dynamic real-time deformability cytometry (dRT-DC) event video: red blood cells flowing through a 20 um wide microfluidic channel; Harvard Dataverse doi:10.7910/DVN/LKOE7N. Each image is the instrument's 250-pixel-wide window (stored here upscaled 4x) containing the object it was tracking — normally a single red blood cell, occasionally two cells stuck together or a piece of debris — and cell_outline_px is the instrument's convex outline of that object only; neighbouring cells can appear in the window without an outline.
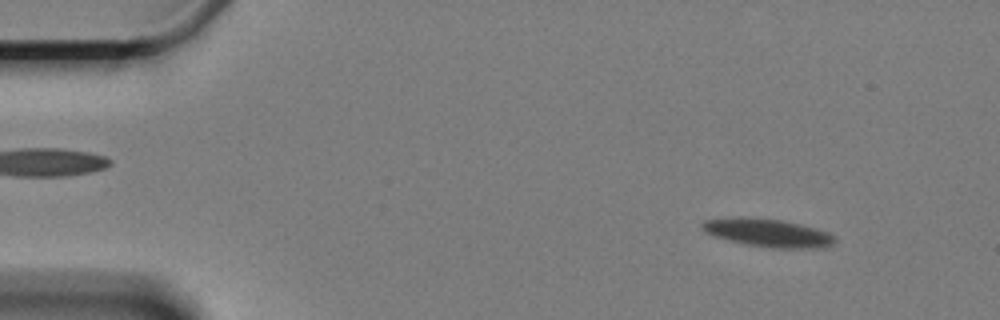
{"species": "Egyptian fruit bat (a non-hibernating species)", "species_latin": "Rousettus aegyptiacus", "temperature_condition": "cold", "stored_images_in_passage": 60, "camera_frame_rate_fps": 3000, "um_per_image_px": 0.085, "animal": {"sex": "female"}, "frame": {"image": 1, "passage_image": 5, "time_ms": 1.333, "image_size_px": [1000, 320], "cell_outline_px": [[836, 240], [832, 244], [824, 248], [772, 248], [744, 244], [712, 236], [704, 232], [700, 228], [700, 224], [704, 220], [740, 216], [744, 216], [780, 220], [800, 224], [828, 232], [836, 236]], "centroid_in_image_um": [65.22, 19.79], "position_along_channel_um": 19.8, "area_um2": 22.02}}
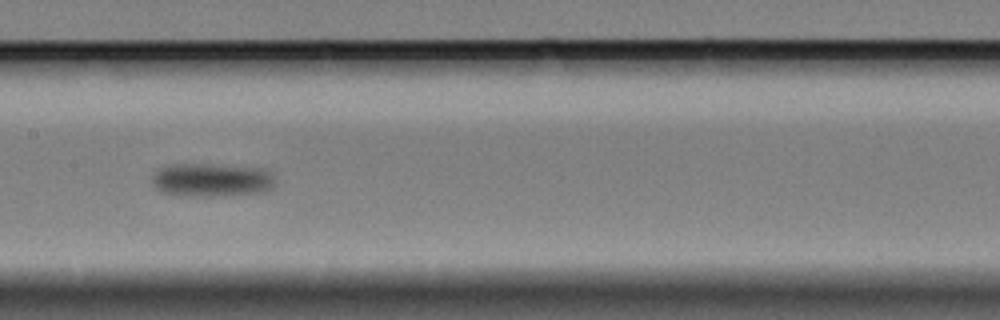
{"frame": {"image": 2, "passage_image": 29, "time_ms": 9.333, "image_size_px": [1000, 320], "cell_outline_px": [[276, 184], [272, 188], [264, 192], [208, 196], [184, 196], [160, 192], [152, 184], [152, 176], [160, 168], [168, 164], [212, 164], [264, 168], [272, 172], [276, 176]], "centroid_in_image_um": [18.03, 15.29], "position_along_channel_um": 189.4, "area_um2": 24.45}}
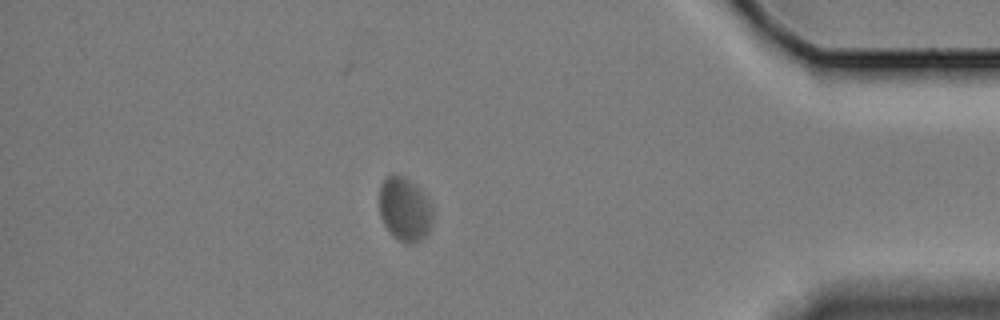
{"frame": {"image": 3, "passage_image": 52, "time_ms": 17.0, "image_size_px": [1000, 320], "cell_outline_px": [[432, 224], [428, 232], [420, 240], [412, 244], [408, 244], [400, 240], [384, 224], [380, 216], [380, 184], [388, 176], [404, 176], [428, 200], [432, 208]], "centroid_in_image_um": [34.4, 17.81], "position_along_channel_um": 400.8, "area_um2": 19.19}, "authors_computed_cell_mechanics": {"area_um2": 21.9062, "velocity_mm_per_s": 3.2265, "shape_relaxation_time_tau1_ms": 2.9975, "shape_relaxation_time_tau2_ms": null, "deformation_change_tau1": 0.1055, "deformation_change_tau2": null}}